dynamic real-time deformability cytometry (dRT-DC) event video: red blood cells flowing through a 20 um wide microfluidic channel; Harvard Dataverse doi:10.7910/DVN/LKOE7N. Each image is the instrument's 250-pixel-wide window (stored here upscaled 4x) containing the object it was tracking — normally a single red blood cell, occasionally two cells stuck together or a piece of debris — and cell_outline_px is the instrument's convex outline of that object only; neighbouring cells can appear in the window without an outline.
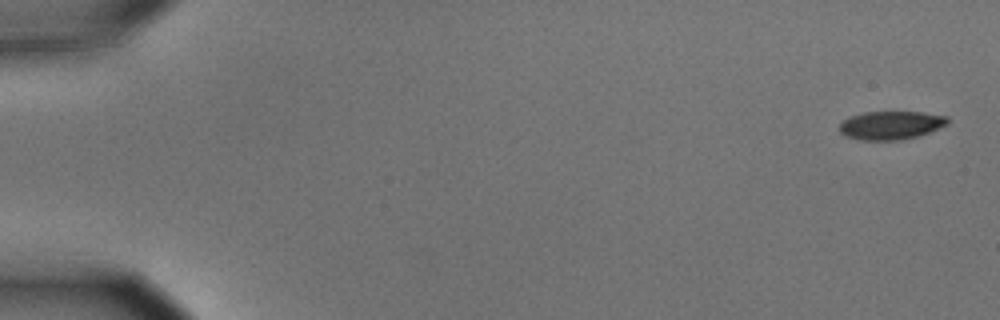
{"species": "common noctule bat (a hibernating species)", "species_latin": "Nyctalus noctula", "temperature_condition": "cold", "stored_images_in_passage": 6, "camera_frame_rate_fps": 3000, "um_per_image_px": 0.085, "animal": {"sex": "male", "body_mass_g": 15.6}, "frame": {"image": 1, "passage_image": 1, "time_ms": 0.0, "image_size_px": [1000, 320], "cell_outline_px": [[948, 124], [928, 132], [916, 136], [900, 140], [860, 140], [848, 136], [840, 132], [840, 124], [848, 116], [864, 112], [924, 112], [948, 116]], "centroid_in_image_um": [75.73, 10.63], "position_along_channel_um": 9.3, "area_um2": 17.8}}
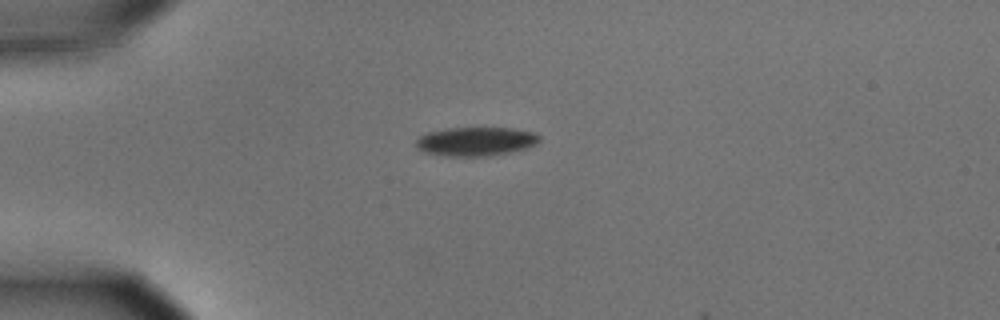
{"frame": {"image": 2, "passage_image": 4, "time_ms": 1.0, "image_size_px": [1000, 320], "cell_outline_px": [[540, 140], [536, 144], [528, 148], [512, 152], [492, 156], [444, 156], [424, 152], [416, 148], [416, 140], [420, 136], [428, 132], [448, 128], [512, 128], [532, 132], [540, 136]], "centroid_in_image_um": [40.45, 12.03], "position_along_channel_um": 44.6, "area_um2": 20.92}}